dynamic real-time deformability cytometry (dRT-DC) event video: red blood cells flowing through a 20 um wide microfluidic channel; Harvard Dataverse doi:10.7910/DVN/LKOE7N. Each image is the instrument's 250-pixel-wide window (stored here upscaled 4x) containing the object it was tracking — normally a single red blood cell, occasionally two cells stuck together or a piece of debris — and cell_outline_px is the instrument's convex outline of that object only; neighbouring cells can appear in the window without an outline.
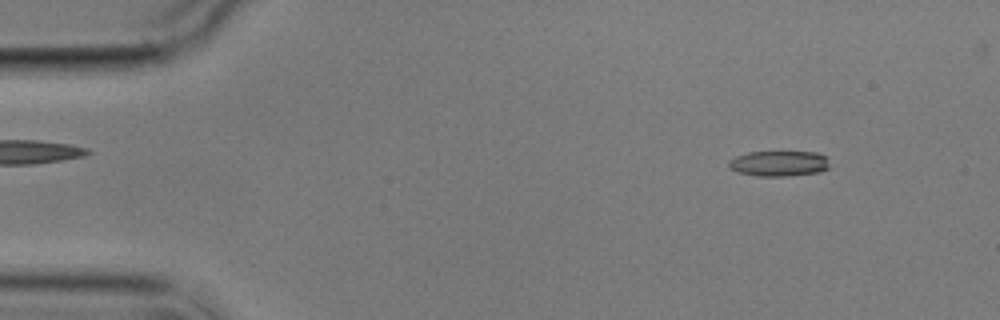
{"species": "common noctule bat (a hibernating species)", "species_latin": "Nyctalus noctula", "temperature_condition": "cold", "stored_images_in_passage": 4, "camera_frame_rate_fps": 3000, "um_per_image_px": 0.085, "animal": {"sex": "male", "body_mass_g": 17.9}, "frame": {"image": 1, "passage_image": 1, "time_ms": 0.0, "image_size_px": [1000, 320], "cell_outline_px": [[828, 168], [820, 172], [788, 176], [756, 176], [736, 172], [728, 168], [728, 160], [736, 156], [748, 152], [816, 152], [828, 156]], "centroid_in_image_um": [66.19, 13.9], "position_along_channel_um": 18.8, "area_um2": 15.2}}
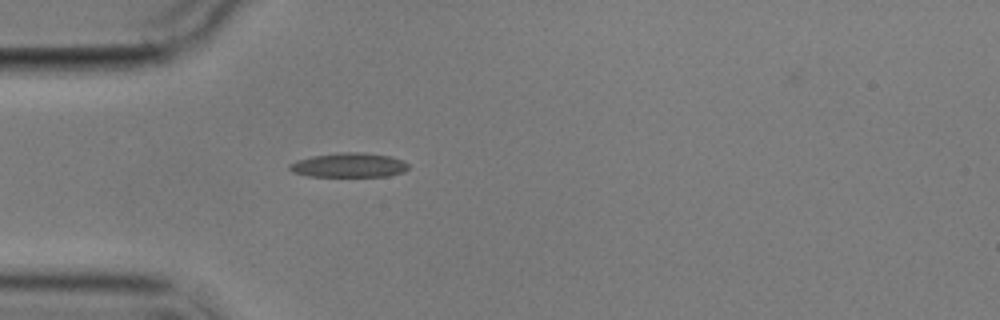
{"frame": {"image": 2, "passage_image": 4, "time_ms": 3.333, "image_size_px": [1000, 320], "cell_outline_px": [[408, 168], [404, 172], [388, 176], [308, 176], [292, 172], [288, 168], [288, 164], [296, 160], [312, 156], [340, 152], [364, 152], [392, 156], [404, 160], [408, 164]], "centroid_in_image_um": [29.67, 14.03], "position_along_channel_um": 55.3, "area_um2": 17.11}}